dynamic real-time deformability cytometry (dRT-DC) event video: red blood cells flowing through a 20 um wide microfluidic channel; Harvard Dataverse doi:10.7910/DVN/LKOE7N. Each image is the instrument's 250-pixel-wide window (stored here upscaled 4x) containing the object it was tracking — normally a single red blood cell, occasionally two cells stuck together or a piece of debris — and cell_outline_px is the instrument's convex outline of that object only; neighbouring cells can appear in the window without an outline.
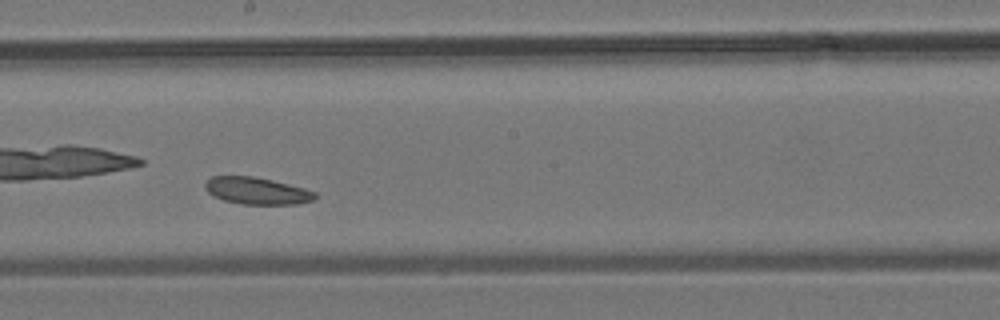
{"species": "common noctule bat (a hibernating species)", "species_latin": "Nyctalus noctula", "temperature_condition": "room temperature", "stored_images_in_passage": 28, "camera_frame_rate_fps": 3000, "um_per_image_px": 0.085, "animal": {"sex": "male", "body_mass_g": 19.2, "forearm_length_mm": 51.8}, "frame": {"image": 1, "passage_image": 16, "time_ms": 5.0, "image_size_px": [1000, 320], "cell_outline_px": [[316, 196], [312, 200], [296, 204], [240, 204], [224, 200], [212, 196], [204, 188], [204, 184], [212, 176], [252, 176], [272, 180], [304, 188], [316, 192]], "centroid_in_image_um": [21.8, 16.22], "position_along_channel_um": 226.4, "area_um2": 17.22}}